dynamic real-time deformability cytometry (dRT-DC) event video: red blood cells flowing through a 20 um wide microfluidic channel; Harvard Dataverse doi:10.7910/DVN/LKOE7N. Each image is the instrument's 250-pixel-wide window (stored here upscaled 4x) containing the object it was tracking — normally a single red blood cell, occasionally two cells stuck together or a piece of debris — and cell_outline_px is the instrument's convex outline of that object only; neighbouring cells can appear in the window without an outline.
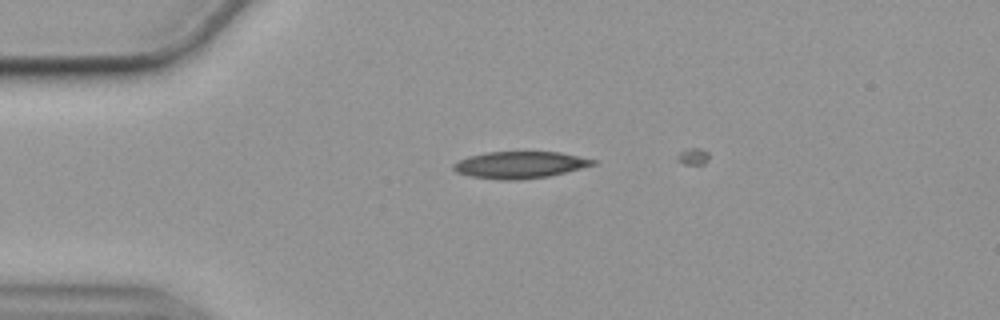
{"species": "common noctule bat (a hibernating species)", "species_latin": "Nyctalus noctula", "temperature_condition": "cold", "stored_images_in_passage": 11, "camera_frame_rate_fps": 3000, "um_per_image_px": 0.085, "animal": {"sex": "female", "body_mass_g": 19.9}, "frame": {"image": 1, "passage_image": 10, "time_ms": 3.0, "image_size_px": [1000, 320], "cell_outline_px": [[596, 164], [548, 176], [520, 180], [500, 180], [468, 176], [456, 172], [452, 168], [452, 164], [468, 156], [488, 152], [560, 152], [596, 160]], "centroid_in_image_um": [44.14, 14.02], "position_along_channel_um": 40.9, "area_um2": 21.73}}